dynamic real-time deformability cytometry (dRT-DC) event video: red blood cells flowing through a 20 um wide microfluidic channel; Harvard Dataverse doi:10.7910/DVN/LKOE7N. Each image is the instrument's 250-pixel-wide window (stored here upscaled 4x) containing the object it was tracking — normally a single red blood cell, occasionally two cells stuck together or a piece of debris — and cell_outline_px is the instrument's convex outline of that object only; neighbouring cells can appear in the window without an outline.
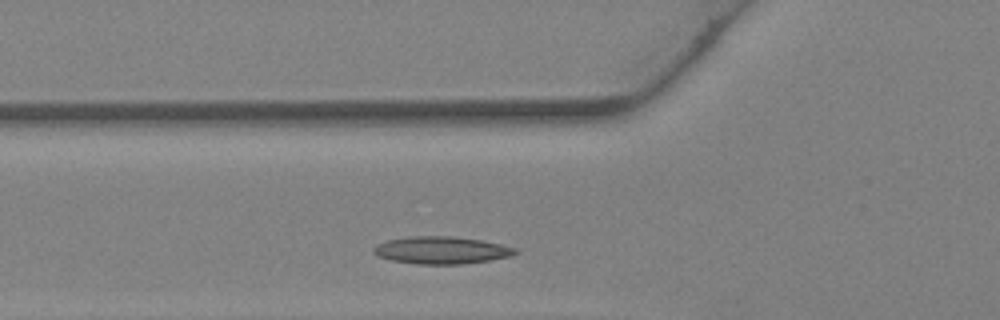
{"species": "Egyptian fruit bat (a non-hibernating species)", "species_latin": "Rousettus aegyptiacus", "temperature_condition": "warm", "stored_images_in_passage": 20, "camera_frame_rate_fps": 3000, "um_per_image_px": 0.085, "animal": {"sex": "female"}, "frame": {"image": 1, "passage_image": 4, "time_ms": 1.0, "image_size_px": [1000, 320], "cell_outline_px": [[520, 252], [512, 256], [492, 260], [464, 264], [416, 264], [392, 260], [376, 256], [372, 252], [372, 248], [376, 244], [388, 240], [408, 236], [452, 236], [480, 240], [500, 244], [516, 248]], "centroid_in_image_um": [37.52, 21.27], "position_along_channel_um": 88.3, "area_um2": 22.83}}
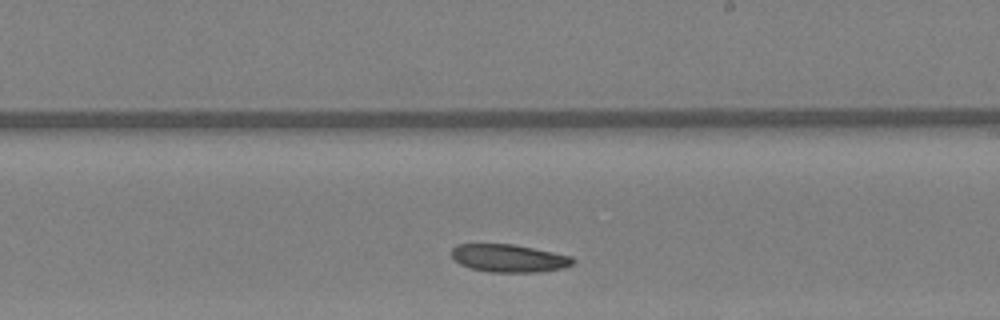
{"frame": {"image": 2, "passage_image": 13, "time_ms": 4.0, "image_size_px": [1000, 320], "cell_outline_px": [[576, 260], [572, 264], [564, 268], [536, 272], [488, 272], [472, 268], [460, 264], [452, 256], [452, 248], [456, 244], [512, 244], [572, 256]], "centroid_in_image_um": [43.26, 21.95], "position_along_channel_um": 245.7, "area_um2": 19.54}}
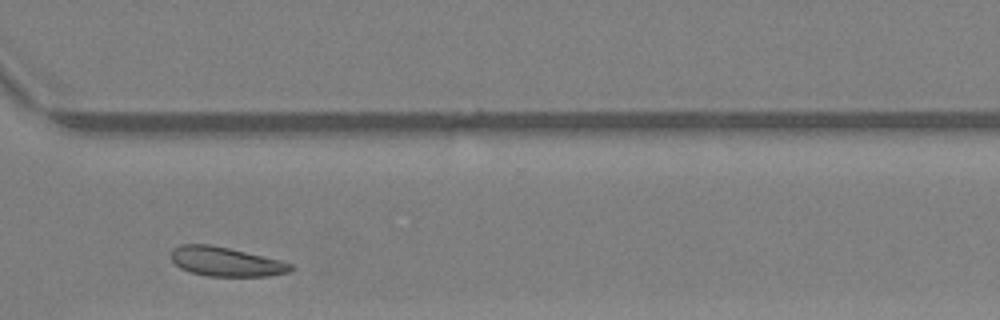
{"frame": {"image": 3, "passage_image": 19, "time_ms": 6.0, "image_size_px": [1000, 320], "cell_outline_px": [[292, 268], [288, 272], [268, 276], [208, 276], [192, 272], [180, 268], [172, 260], [172, 252], [180, 244], [212, 244], [280, 260], [292, 264]], "centroid_in_image_um": [19.2, 22.24], "position_along_channel_um": 351.4, "area_um2": 20.11}}